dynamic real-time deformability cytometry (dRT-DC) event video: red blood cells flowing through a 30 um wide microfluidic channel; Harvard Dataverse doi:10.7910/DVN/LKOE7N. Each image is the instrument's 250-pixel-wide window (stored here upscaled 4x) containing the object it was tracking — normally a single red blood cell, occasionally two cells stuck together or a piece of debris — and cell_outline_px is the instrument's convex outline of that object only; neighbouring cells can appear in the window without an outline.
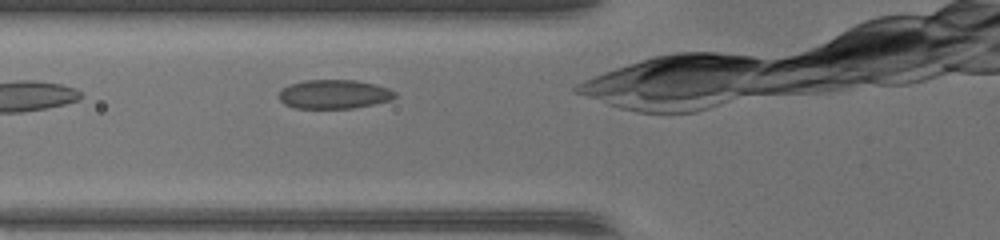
{"species": "common noctule bat (a hibernating species)", "species_latin": "Nyctalus noctula", "temperature_condition": "warm", "stored_images_in_passage": 12, "camera_frame_rate_fps": 3000, "um_per_image_px": 0.085, "animal": {"sex": "female", "body_mass_g": 17.0, "forearm_length_mm": 48.0}, "frame": {"image": 1, "passage_image": 3, "time_ms": 0.667, "image_size_px": [1000, 240], "cell_outline_px": [[396, 96], [388, 100], [372, 104], [352, 108], [296, 108], [284, 104], [280, 100], [280, 92], [284, 88], [292, 84], [308, 80], [352, 80], [372, 84], [388, 88], [396, 92]], "centroid_in_image_um": [28.39, 8.01], "position_along_channel_um": 97.4, "area_um2": 19.13}}